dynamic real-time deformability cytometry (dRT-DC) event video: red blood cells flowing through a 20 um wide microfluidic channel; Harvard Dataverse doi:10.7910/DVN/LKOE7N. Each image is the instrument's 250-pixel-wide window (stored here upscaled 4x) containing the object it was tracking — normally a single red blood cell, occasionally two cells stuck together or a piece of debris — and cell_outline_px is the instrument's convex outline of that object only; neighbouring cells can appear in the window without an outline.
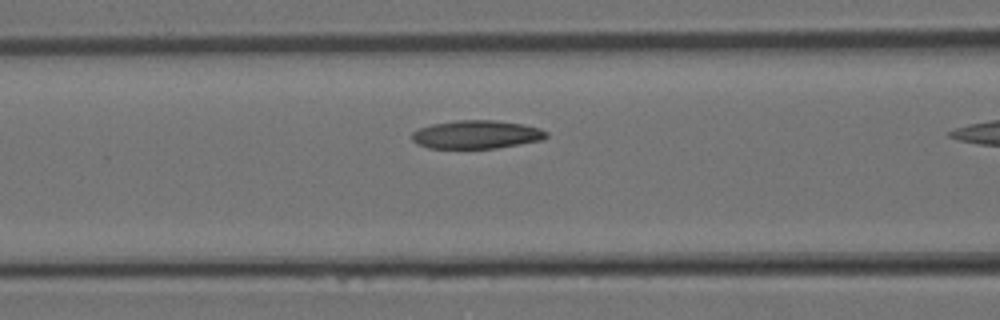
{"species": "Egyptian fruit bat (a non-hibernating species)", "species_latin": "Rousettus aegyptiacus", "temperature_condition": "room temperature", "stored_images_in_passage": 7, "camera_frame_rate_fps": 3000, "um_per_image_px": 0.085, "animal": {"sex": "female"}, "frame": {"image": 1, "passage_image": 6, "time_ms": 1.667, "image_size_px": [1000, 320], "cell_outline_px": [[548, 136], [540, 140], [496, 148], [428, 148], [412, 140], [412, 132], [420, 128], [432, 124], [456, 120], [496, 120], [524, 124], [540, 128], [548, 132]], "centroid_in_image_um": [40.51, 11.42], "position_along_channel_um": 126.1, "area_um2": 22.08}}